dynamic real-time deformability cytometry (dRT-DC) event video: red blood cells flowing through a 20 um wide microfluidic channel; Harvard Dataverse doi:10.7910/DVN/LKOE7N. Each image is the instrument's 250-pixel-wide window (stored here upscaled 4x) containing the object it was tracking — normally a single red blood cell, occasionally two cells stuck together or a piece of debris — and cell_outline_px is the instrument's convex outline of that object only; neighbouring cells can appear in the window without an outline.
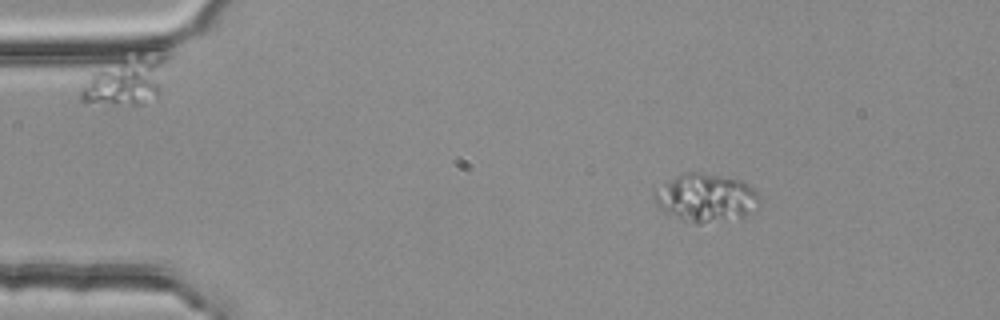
{"species": "common noctule bat (a hibernating species)", "species_latin": "Nyctalus noctula", "temperature_condition": "room temperature", "stored_images_in_passage": 2, "camera_frame_rate_fps": 3000, "um_per_image_px": 0.085, "animal": {"sex": "female", "body_mass_g": 25.1}, "frame": {"image": 1, "passage_image": 1, "time_ms": 0.0, "image_size_px": [1000, 320], "cell_outline_px": [[760, 204], [744, 216], [700, 224], [696, 224], [680, 220], [664, 212], [656, 204], [652, 196], [652, 188], [684, 172], [700, 172], [740, 180], [752, 188], [760, 196]], "centroid_in_image_um": [59.91, 16.81], "position_along_channel_um": 25.1, "area_um2": 29.71}}